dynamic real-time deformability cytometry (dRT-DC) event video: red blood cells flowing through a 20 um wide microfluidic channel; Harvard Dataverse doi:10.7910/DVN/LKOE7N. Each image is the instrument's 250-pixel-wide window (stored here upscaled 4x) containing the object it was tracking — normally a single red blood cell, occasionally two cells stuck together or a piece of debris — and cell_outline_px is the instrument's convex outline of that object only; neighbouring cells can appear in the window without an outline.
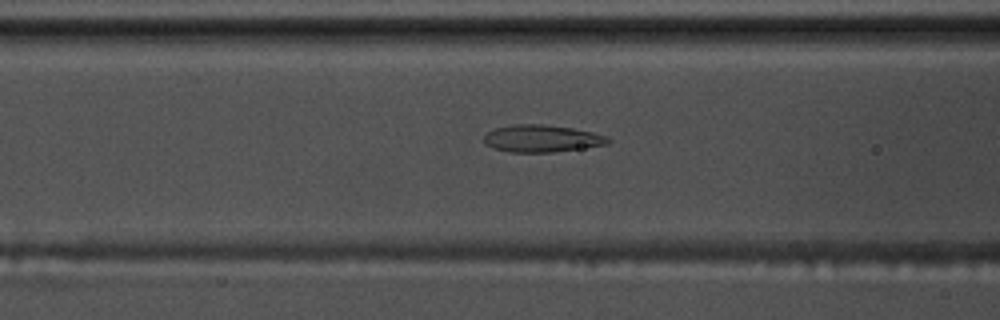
{"species": "common noctule bat (a hibernating species)", "species_latin": "Nyctalus noctula", "temperature_condition": "warm", "stored_images_in_passage": 55, "camera_frame_rate_fps": 3000, "um_per_image_px": 0.085, "animal": {"sex": "male", "body_mass_g": 17.5, "forearm_length_mm": 52.3}, "frame": {"image": 1, "passage_image": 22, "time_ms": 7.0, "image_size_px": [1000, 320], "cell_outline_px": [[612, 140], [608, 144], [552, 152], [508, 152], [492, 148], [484, 144], [484, 136], [488, 132], [496, 128], [516, 124], [544, 124], [572, 128], [592, 132], [608, 136]], "centroid_in_image_um": [46.04, 11.77], "position_along_channel_um": 120.6, "area_um2": 19.65}}
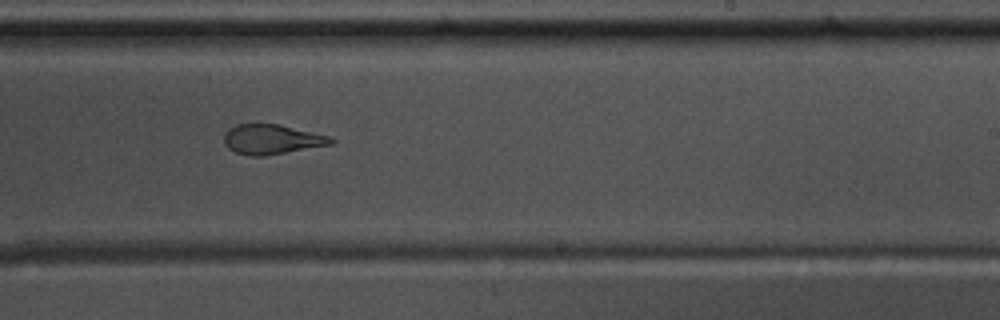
{"frame": {"image": 2, "passage_image": 34, "time_ms": 11.0, "image_size_px": [1000, 320], "cell_outline_px": [[336, 140], [332, 144], [264, 156], [248, 156], [236, 152], [228, 148], [224, 144], [224, 132], [228, 128], [236, 124], [276, 124], [332, 136]], "centroid_in_image_um": [23.08, 11.84], "position_along_channel_um": 265.9, "area_um2": 18.61}}
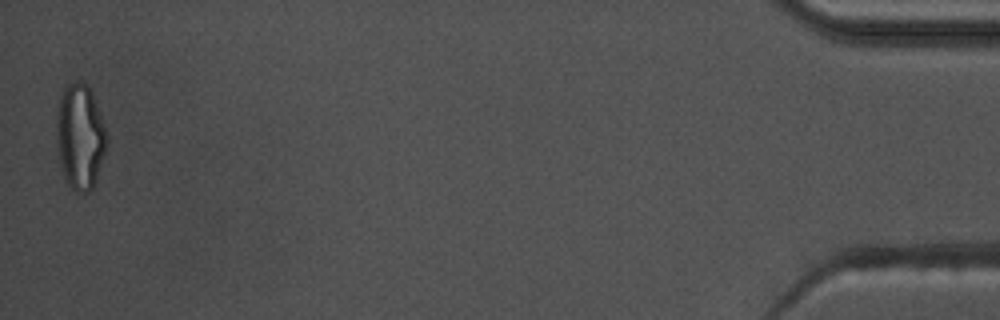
{"frame": {"image": 3, "passage_image": 55, "time_ms": 18.0, "image_size_px": [1000, 320], "cell_outline_px": [[104, 152], [92, 188], [88, 192], [76, 192], [68, 184], [64, 172], [56, 140], [56, 108], [60, 96], [64, 88], [68, 84], [76, 80], [84, 84], [92, 92], [100, 112], [104, 128]], "centroid_in_image_um": [6.76, 11.55], "position_along_channel_um": 428.4, "area_um2": 29.88}, "authors_computed_cell_mechanics": {"area_um2": 20.6346, "velocity_mm_per_s": 3.6397, "shape_relaxation_time_tau1_ms": null, "shape_relaxation_time_tau2_ms": 1.2574, "deformation_change_tau1": null, "deformation_change_tau2": 0.093}}